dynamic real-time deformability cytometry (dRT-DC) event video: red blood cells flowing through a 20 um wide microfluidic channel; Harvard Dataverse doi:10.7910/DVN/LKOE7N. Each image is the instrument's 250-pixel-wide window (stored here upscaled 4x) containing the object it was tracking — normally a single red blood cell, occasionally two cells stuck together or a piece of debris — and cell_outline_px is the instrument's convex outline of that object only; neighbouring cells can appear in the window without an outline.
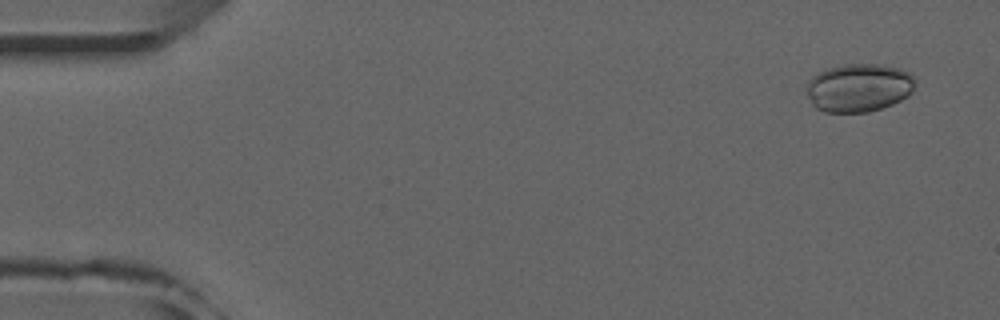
{"species": "common noctule bat (a hibernating species)", "species_latin": "Nyctalus noctula", "temperature_condition": "room temperature", "stored_images_in_passage": 49, "camera_frame_rate_fps": 3000, "um_per_image_px": 0.085, "animal": {"sex": "male", "forearm_length_mm": 52.5}, "frame": {"image": 1, "passage_image": 1, "time_ms": 0.0, "image_size_px": [1000, 320], "cell_outline_px": [[916, 80], [912, 92], [908, 96], [892, 104], [868, 112], [824, 112], [816, 108], [812, 104], [808, 96], [808, 80], [812, 76], [828, 68], [844, 64], [884, 64], [900, 68], [916, 76]], "centroid_in_image_um": [73.03, 7.44], "position_along_channel_um": 12.0, "area_um2": 30.75}}
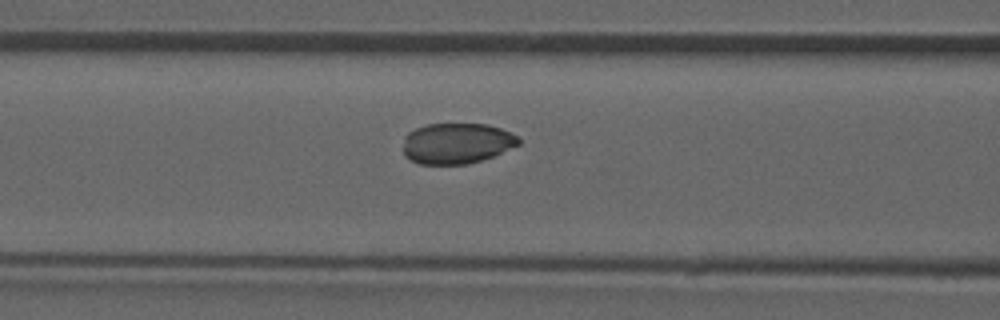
{"frame": {"image": 2, "passage_image": 19, "time_ms": 6.0, "image_size_px": [1000, 320], "cell_outline_px": [[520, 144], [492, 156], [468, 164], [420, 164], [408, 160], [404, 156], [404, 136], [408, 132], [416, 128], [428, 124], [488, 124], [512, 132], [520, 140]], "centroid_in_image_um": [38.8, 12.18], "position_along_channel_um": 127.8, "area_um2": 27.46}}
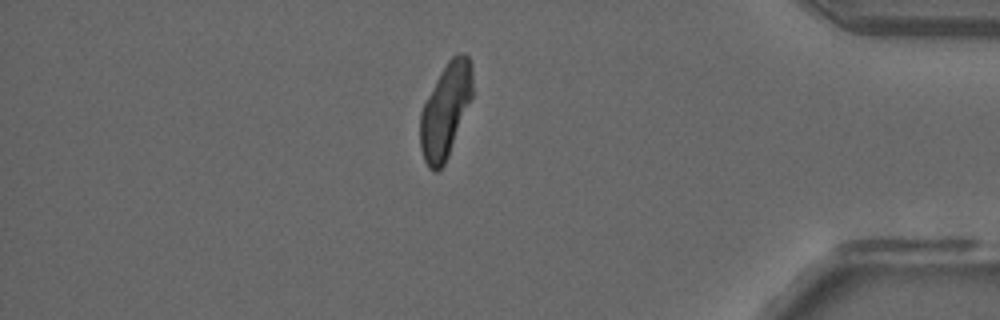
{"frame": {"image": 3, "passage_image": 42, "time_ms": 13.667, "image_size_px": [1000, 320], "cell_outline_px": [[472, 96], [448, 156], [444, 164], [436, 172], [432, 172], [428, 168], [424, 160], [420, 148], [420, 112], [440, 72], [448, 60], [456, 52], [464, 52], [472, 60]], "centroid_in_image_um": [37.86, 9.36], "position_along_channel_um": 397.3, "area_um2": 28.67}, "authors_computed_cell_mechanics": {"area_um2": 28.9, "velocity_mm_per_s": 3.9661, "shape_relaxation_time_tau1_ms": null, "shape_relaxation_time_tau2_ms": 1.0218, "deformation_change_tau1": null, "deformation_change_tau2": 0.0399}}